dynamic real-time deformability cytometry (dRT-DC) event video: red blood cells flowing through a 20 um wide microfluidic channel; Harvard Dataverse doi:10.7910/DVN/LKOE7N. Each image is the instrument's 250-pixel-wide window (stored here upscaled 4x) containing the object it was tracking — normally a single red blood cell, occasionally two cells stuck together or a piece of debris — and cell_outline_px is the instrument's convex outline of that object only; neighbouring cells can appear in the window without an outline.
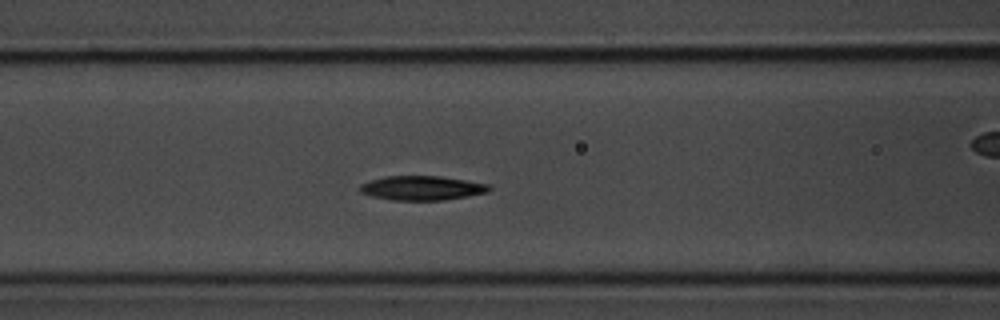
{"species": "common noctule bat (a hibernating species)", "species_latin": "Nyctalus noctula", "temperature_condition": "room temperature", "stored_images_in_passage": 38, "camera_frame_rate_fps": 3000, "um_per_image_px": 0.085, "animal": {"sex": "male", "body_mass_g": 20.1, "forearm_length_mm": 53.5}, "frame": {"image": 1, "passage_image": 5, "time_ms": 1.333, "image_size_px": [1000, 320], "cell_outline_px": [[492, 188], [488, 192], [468, 196], [444, 200], [392, 200], [372, 196], [360, 192], [360, 184], [384, 176], [440, 176], [488, 184]], "centroid_in_image_um": [35.87, 15.98], "position_along_channel_um": 130.7, "area_um2": 18.21}}
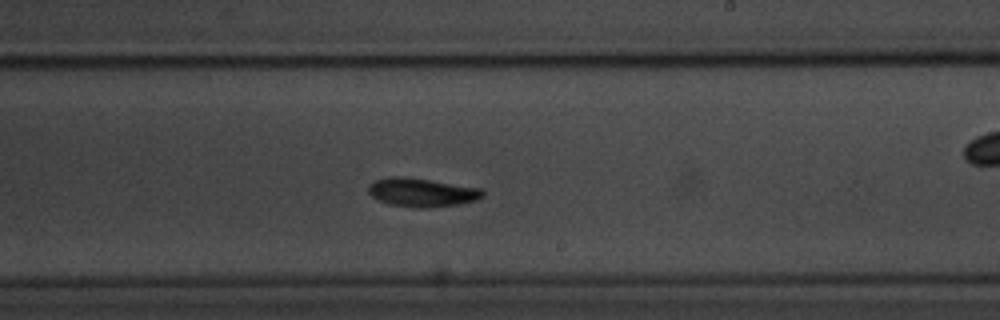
{"frame": {"image": 2, "passage_image": 15, "time_ms": 4.667, "image_size_px": [1000, 320], "cell_outline_px": [[484, 196], [476, 200], [460, 204], [424, 208], [420, 208], [388, 204], [372, 196], [368, 192], [368, 184], [372, 180], [388, 176], [404, 176], [480, 188], [484, 192]], "centroid_in_image_um": [35.81, 16.34], "position_along_channel_um": 253.2, "area_um2": 19.13}}
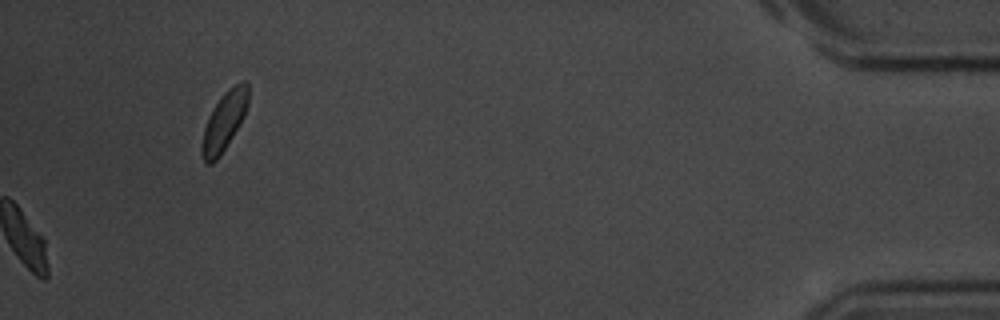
{"frame": {"image": 3, "passage_image": 38, "time_ms": 12.333, "image_size_px": [1000, 320], "cell_outline_px": [[248, 104], [244, 116], [240, 124], [220, 156], [212, 164], [204, 164], [200, 152], [200, 148], [204, 128], [212, 108], [224, 92], [228, 88], [244, 80], [248, 84]], "centroid_in_image_um": [19.03, 10.34], "position_along_channel_um": 416.2, "area_um2": 16.01}}